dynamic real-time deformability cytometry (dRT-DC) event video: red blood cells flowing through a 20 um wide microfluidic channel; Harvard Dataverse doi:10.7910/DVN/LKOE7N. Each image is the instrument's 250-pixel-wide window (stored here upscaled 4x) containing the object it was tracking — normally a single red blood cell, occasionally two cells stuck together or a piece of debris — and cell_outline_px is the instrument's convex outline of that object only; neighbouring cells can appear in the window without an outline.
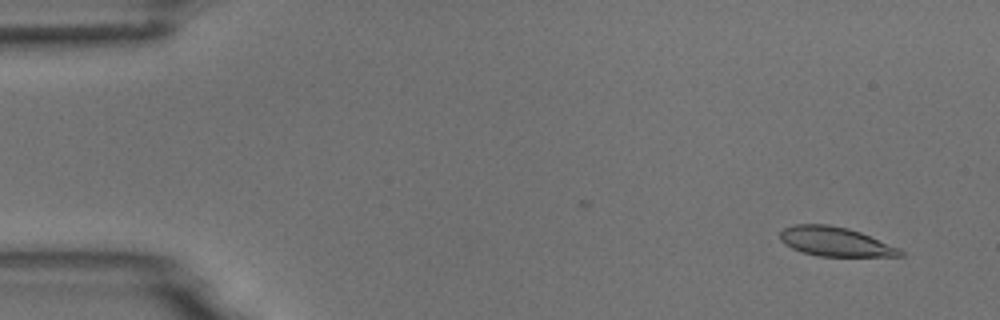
{"species": "common noctule bat (a hibernating species)", "species_latin": "Nyctalus noctula", "temperature_condition": "room temperature", "stored_images_in_passage": 11, "camera_frame_rate_fps": 3000, "um_per_image_px": 0.085, "animal": {"sex": "male", "body_mass_g": 18.8}, "frame": {"image": 1, "passage_image": 1, "time_ms": 0.0, "image_size_px": [1000, 320], "cell_outline_px": [[904, 256], [816, 256], [792, 248], [784, 244], [780, 240], [780, 232], [784, 228], [796, 224], [828, 224], [848, 228], [860, 232], [900, 248], [904, 252]], "centroid_in_image_um": [71.0, 20.54], "position_along_channel_um": 14.0, "area_um2": 20.46}}
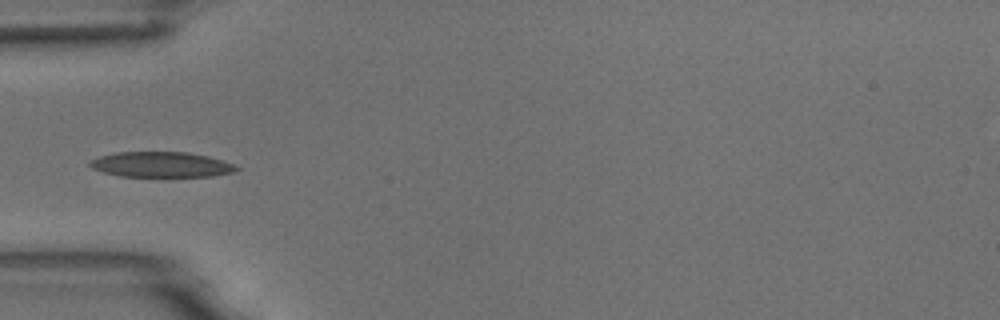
{"frame": {"image": 2, "passage_image": 5, "time_ms": 4.667, "image_size_px": [1000, 320], "cell_outline_px": [[240, 168], [236, 172], [212, 176], [120, 176], [104, 172], [92, 168], [88, 164], [92, 160], [100, 156], [116, 152], [188, 152], [208, 156], [236, 164]], "centroid_in_image_um": [13.76, 13.98], "position_along_channel_um": 71.2, "area_um2": 21.62}}
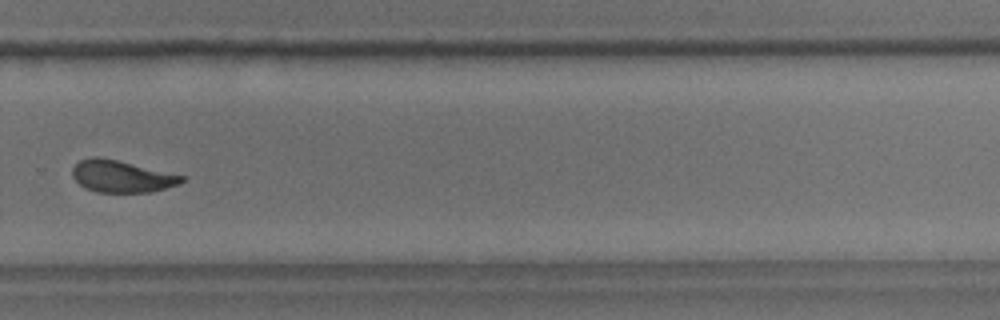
{"frame": {"image": 3, "passage_image": 11, "time_ms": 11.333, "image_size_px": [1000, 320], "cell_outline_px": [[184, 180], [180, 184], [152, 192], [96, 192], [80, 184], [72, 176], [72, 168], [80, 160], [92, 156], [96, 156], [116, 160], [184, 176]], "centroid_in_image_um": [10.33, 14.99], "position_along_channel_um": 319.5, "area_um2": 20.06}}